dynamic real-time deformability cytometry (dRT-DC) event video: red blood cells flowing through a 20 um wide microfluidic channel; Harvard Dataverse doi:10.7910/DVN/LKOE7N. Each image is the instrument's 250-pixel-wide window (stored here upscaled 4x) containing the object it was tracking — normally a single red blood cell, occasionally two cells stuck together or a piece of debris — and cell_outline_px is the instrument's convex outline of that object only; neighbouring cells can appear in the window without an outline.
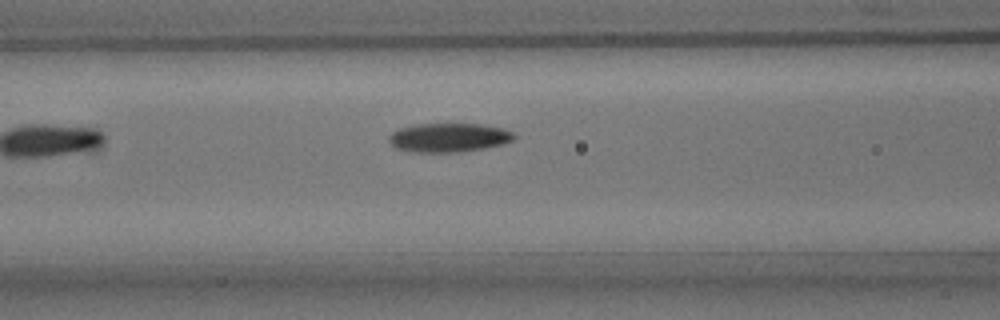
{"species": "common noctule bat (a hibernating species)", "species_latin": "Nyctalus noctula", "temperature_condition": "room temperature", "stored_images_in_passage": 6, "camera_frame_rate_fps": 3000, "um_per_image_px": 0.085, "animal": {"sex": "male", "body_mass_g": 15.6}, "frame": {"image": 1, "passage_image": 6, "time_ms": 6.0, "image_size_px": [1000, 320], "cell_outline_px": [[516, 136], [512, 140], [504, 144], [484, 148], [460, 152], [412, 152], [396, 148], [388, 140], [388, 136], [392, 132], [400, 128], [416, 124], [480, 124], [504, 128], [512, 132]], "centroid_in_image_um": [38.15, 11.69], "position_along_channel_um": 128.5, "area_um2": 21.15}}